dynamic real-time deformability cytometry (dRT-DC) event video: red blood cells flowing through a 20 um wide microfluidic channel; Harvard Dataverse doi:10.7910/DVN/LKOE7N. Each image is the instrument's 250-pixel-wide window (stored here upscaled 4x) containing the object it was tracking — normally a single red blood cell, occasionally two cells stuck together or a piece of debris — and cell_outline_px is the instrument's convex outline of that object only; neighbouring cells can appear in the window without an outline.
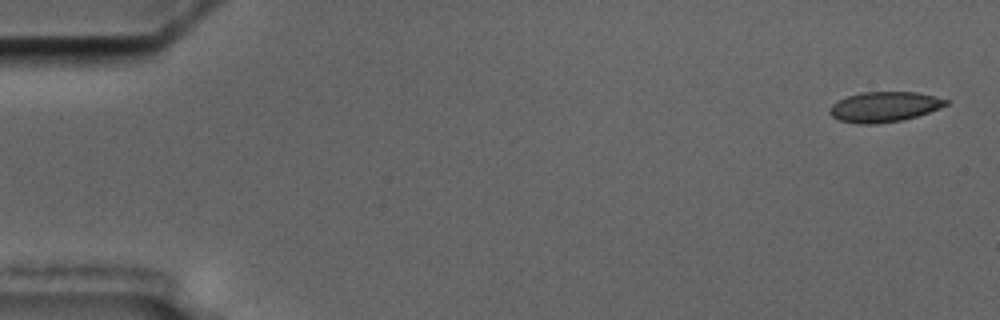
{"species": "common noctule bat (a hibernating species)", "species_latin": "Nyctalus noctula", "temperature_condition": "cold", "stored_images_in_passage": 8, "camera_frame_rate_fps": 3000, "um_per_image_px": 0.085, "animal": {"sex": "male", "body_mass_g": 17.5, "forearm_length_mm": 52.3}, "frame": {"image": 1, "passage_image": 1, "time_ms": 0.0, "image_size_px": [1000, 320], "cell_outline_px": [[952, 100], [948, 104], [940, 108], [916, 116], [900, 120], [876, 124], [860, 124], [840, 120], [832, 116], [828, 112], [828, 108], [832, 104], [848, 96], [860, 92], [916, 92]], "centroid_in_image_um": [75.17, 9.07], "position_along_channel_um": 9.8, "area_um2": 20.4}}